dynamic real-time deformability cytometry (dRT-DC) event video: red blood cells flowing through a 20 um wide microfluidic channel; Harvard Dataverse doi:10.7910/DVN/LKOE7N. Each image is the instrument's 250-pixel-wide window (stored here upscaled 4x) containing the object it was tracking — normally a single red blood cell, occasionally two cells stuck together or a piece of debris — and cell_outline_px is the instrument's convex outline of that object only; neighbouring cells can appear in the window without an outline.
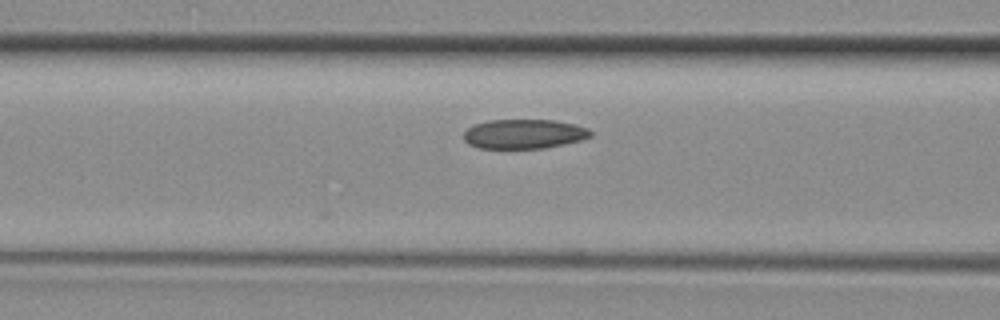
{"species": "common noctule bat (a hibernating species)", "species_latin": "Nyctalus noctula", "temperature_condition": "room temperature", "stored_images_in_passage": 4, "camera_frame_rate_fps": 3000, "um_per_image_px": 0.085, "animal": {"sex": "female", "body_mass_g": 29.2, "forearm_length_mm": 56.3}, "frame": {"image": 1, "passage_image": 4, "time_ms": 1.0, "image_size_px": [1000, 320], "cell_outline_px": [[592, 136], [580, 140], [544, 148], [480, 148], [468, 144], [464, 140], [464, 132], [468, 128], [476, 124], [488, 120], [552, 120], [576, 124], [588, 128], [592, 132]], "centroid_in_image_um": [44.54, 11.38], "position_along_channel_um": 122.1, "area_um2": 21.68}}